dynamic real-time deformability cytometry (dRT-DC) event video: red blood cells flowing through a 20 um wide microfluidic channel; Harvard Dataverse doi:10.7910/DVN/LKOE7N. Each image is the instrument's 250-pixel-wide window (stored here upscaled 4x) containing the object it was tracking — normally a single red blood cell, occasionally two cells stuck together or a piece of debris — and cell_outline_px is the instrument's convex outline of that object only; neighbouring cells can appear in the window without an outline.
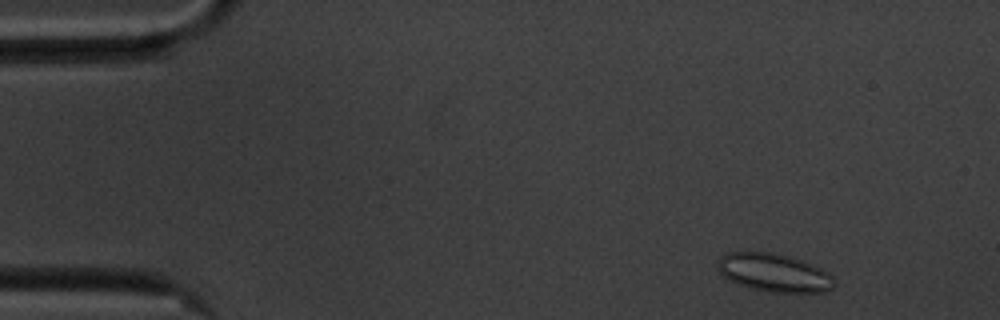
{"species": "common noctule bat (a hibernating species)", "species_latin": "Nyctalus noctula", "temperature_condition": "cold", "stored_images_in_passage": 54, "camera_frame_rate_fps": 3000, "um_per_image_px": 0.085, "animal": {"sex": "male", "body_mass_g": 20.1, "forearm_length_mm": 53.5}, "frame": {"image": 1, "passage_image": 3, "time_ms": 0.667, "image_size_px": [1000, 320], "cell_outline_px": [[836, 284], [832, 288], [824, 292], [768, 292], [752, 288], [740, 284], [724, 276], [720, 272], [716, 264], [720, 256], [728, 252], [772, 252], [804, 260], [828, 272], [832, 276]], "centroid_in_image_um": [65.81, 23.17], "position_along_channel_um": 19.2, "area_um2": 25.89}}
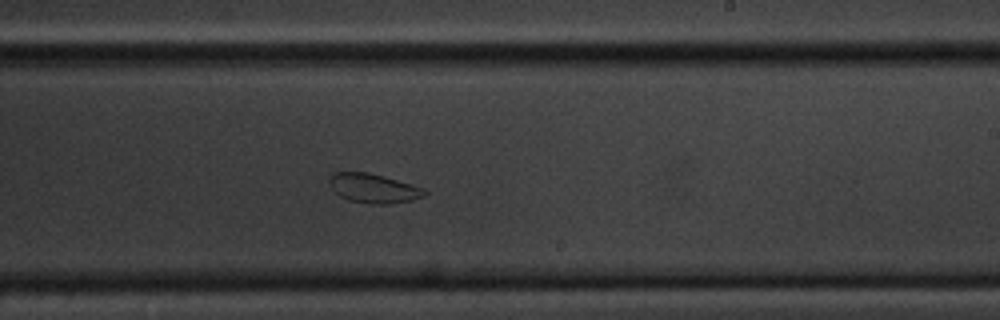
{"frame": {"image": 2, "passage_image": 31, "time_ms": 10.0, "image_size_px": [1000, 320], "cell_outline_px": [[428, 192], [424, 196], [412, 200], [392, 204], [372, 204], [348, 200], [340, 196], [328, 184], [328, 180], [332, 172], [368, 172], [384, 176], [412, 184], [424, 188]], "centroid_in_image_um": [31.75, 16.0], "position_along_channel_um": 257.3, "area_um2": 16.42}}
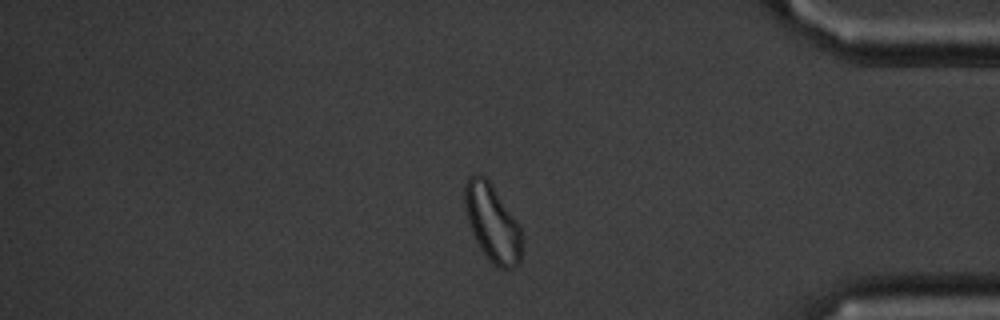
{"frame": {"image": 3, "passage_image": 45, "time_ms": 14.667, "image_size_px": [1000, 320], "cell_outline_px": [[520, 264], [512, 268], [496, 268], [488, 260], [480, 248], [468, 224], [464, 204], [464, 188], [468, 176], [484, 176], [492, 184], [516, 220], [520, 228]], "centroid_in_image_um": [41.82, 18.97], "position_along_channel_um": 393.4, "area_um2": 25.43}, "authors_computed_cell_mechanics": {"area_um2": 22.5709, "velocity_mm_per_s": 3.4877, "shape_relaxation_time_tau1_ms": null, "shape_relaxation_time_tau2_ms": 1.505, "deformation_change_tau1": null, "deformation_change_tau2": 0.0584}}